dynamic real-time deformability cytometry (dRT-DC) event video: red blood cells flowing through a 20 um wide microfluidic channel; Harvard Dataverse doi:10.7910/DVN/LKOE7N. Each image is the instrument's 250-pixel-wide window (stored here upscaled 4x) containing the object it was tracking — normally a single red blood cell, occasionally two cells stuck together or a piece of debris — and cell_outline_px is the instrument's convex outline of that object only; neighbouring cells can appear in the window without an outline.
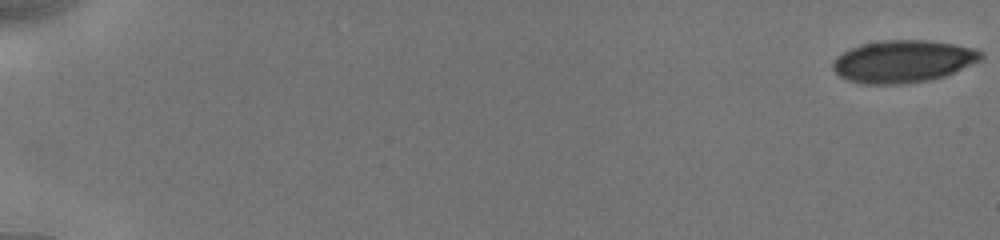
{"species": "human", "species_latin": "Homo sapiens", "temperature_condition": "cold", "stored_images_in_passage": 21, "camera_frame_rate_fps": 3000, "um_per_image_px": 0.085, "donor": {"sex": "male"}, "frame": {"image": 1, "passage_image": 1, "time_ms": 0.0, "image_size_px": [1000, 240], "cell_outline_px": [[984, 60], [944, 76], [932, 80], [904, 84], [860, 84], [848, 80], [840, 76], [832, 68], [832, 64], [836, 56], [860, 44], [880, 40], [928, 40], [976, 48], [984, 52]], "centroid_in_image_um": [76.8, 5.22], "position_along_channel_um": 8.2, "area_um2": 36.99}}
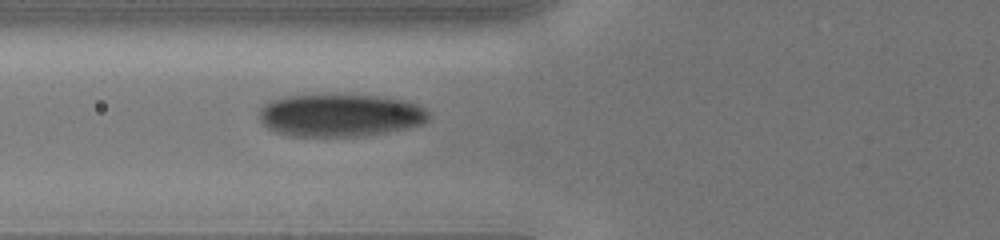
{"frame": {"image": 2, "passage_image": 18, "time_ms": 7.333, "image_size_px": [1000, 240], "cell_outline_px": [[428, 120], [420, 124], [408, 128], [388, 132], [356, 136], [292, 136], [276, 132], [268, 128], [260, 120], [260, 108], [264, 104], [272, 100], [288, 96], [380, 96], [404, 100], [416, 104], [424, 108], [428, 112]], "centroid_in_image_um": [28.92, 9.81], "position_along_channel_um": 96.9, "area_um2": 41.56}}
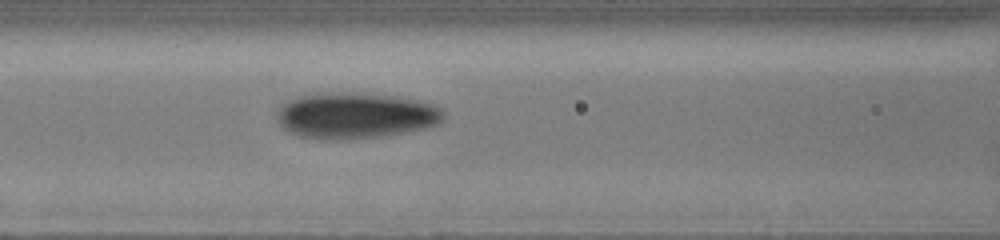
{"frame": {"image": 3, "passage_image": 21, "time_ms": 8.333, "image_size_px": [1000, 240], "cell_outline_px": [[444, 120], [440, 124], [424, 128], [404, 132], [380, 136], [340, 140], [300, 136], [284, 128], [280, 124], [276, 112], [288, 100], [296, 96], [360, 92], [392, 96], [420, 100], [432, 104], [440, 108], [444, 112]], "centroid_in_image_um": [30.27, 9.82], "position_along_channel_um": 136.3, "area_um2": 44.16}}